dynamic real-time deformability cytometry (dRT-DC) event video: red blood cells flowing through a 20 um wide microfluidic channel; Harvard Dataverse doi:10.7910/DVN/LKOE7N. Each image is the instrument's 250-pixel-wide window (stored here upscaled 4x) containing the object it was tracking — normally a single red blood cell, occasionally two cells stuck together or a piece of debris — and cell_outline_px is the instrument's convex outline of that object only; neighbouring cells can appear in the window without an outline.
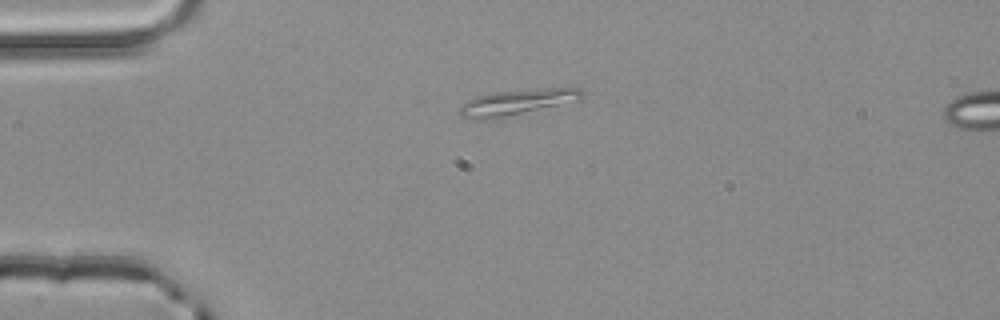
{"species": "common noctule bat (a hibernating species)", "species_latin": "Nyctalus noctula", "temperature_condition": "room temperature", "stored_images_in_passage": 4, "segment_of_instrument_passage": [2, 2], "camera_frame_rate_fps": 3000, "um_per_image_px": 0.085, "animal": {"sex": "male", "body_mass_g": 20.4}, "frame": {"image": 1, "passage_image": 4, "time_ms": 1.0, "image_size_px": [1000, 320], "cell_outline_px": [[584, 96], [580, 100], [504, 120], [480, 120], [460, 116], [460, 108], [468, 100], [476, 96], [488, 92], [540, 88], [580, 88], [584, 92]], "centroid_in_image_um": [43.98, 8.72], "position_along_channel_um": 41.0, "area_um2": 19.42}}